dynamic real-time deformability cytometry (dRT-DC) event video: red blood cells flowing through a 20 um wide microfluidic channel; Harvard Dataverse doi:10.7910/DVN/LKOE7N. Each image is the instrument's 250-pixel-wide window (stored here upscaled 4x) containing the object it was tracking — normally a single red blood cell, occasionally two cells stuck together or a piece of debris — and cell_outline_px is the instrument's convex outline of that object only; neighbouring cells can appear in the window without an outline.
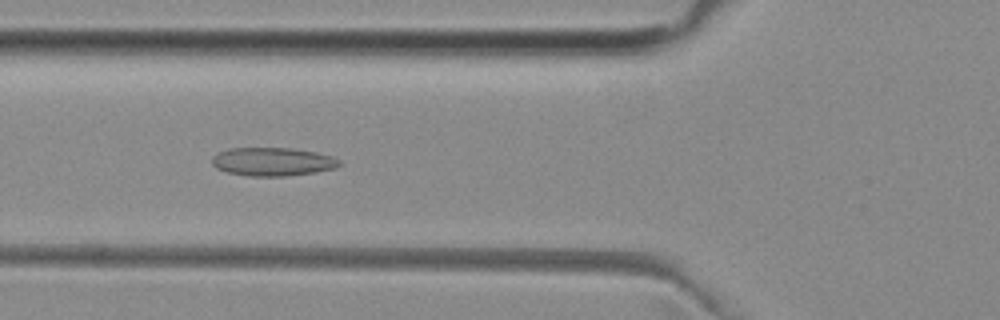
{"species": "common noctule bat (a hibernating species)", "species_latin": "Nyctalus noctula", "temperature_condition": "room temperature", "stored_images_in_passage": 39, "camera_frame_rate_fps": 3000, "um_per_image_px": 0.085, "animal": {"sex": "female", "body_mass_g": 29.2, "forearm_length_mm": 56.3}, "frame": {"image": 1, "passage_image": 6, "time_ms": 1.667, "image_size_px": [1000, 320], "cell_outline_px": [[340, 164], [336, 168], [316, 172], [288, 176], [248, 176], [228, 172], [216, 168], [212, 164], [212, 156], [228, 148], [292, 148], [316, 152], [332, 156], [340, 160]], "centroid_in_image_um": [23.18, 13.74], "position_along_channel_um": 102.6, "area_um2": 21.15}}
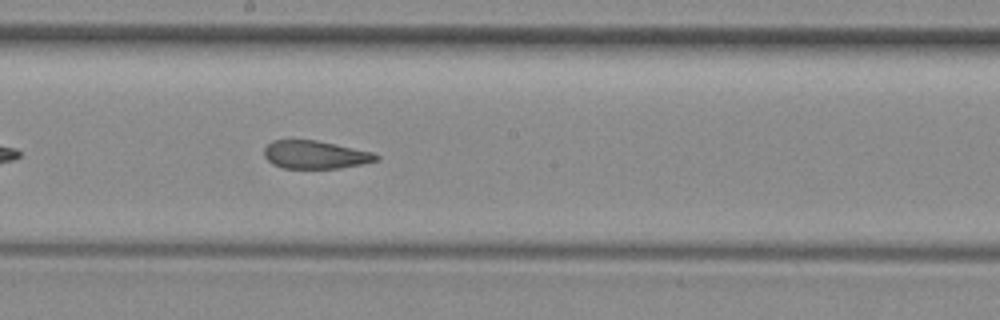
{"frame": {"image": 2, "passage_image": 15, "time_ms": 4.667, "image_size_px": [1000, 320], "cell_outline_px": [[380, 156], [376, 160], [360, 164], [340, 168], [284, 168], [272, 164], [264, 156], [264, 148], [272, 140], [316, 140], [336, 144], [372, 152]], "centroid_in_image_um": [26.76, 13.14], "position_along_channel_um": 221.4, "area_um2": 18.15}}
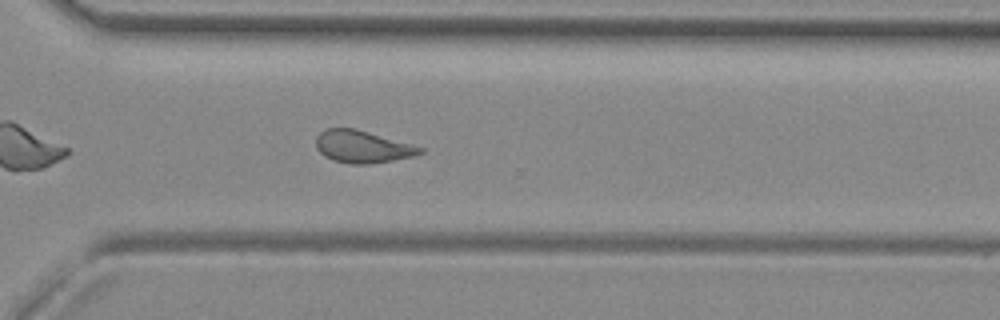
{"frame": {"image": 3, "passage_image": 24, "time_ms": 7.667, "image_size_px": [1000, 320], "cell_outline_px": [[424, 152], [412, 156], [392, 160], [368, 164], [352, 164], [332, 160], [324, 156], [316, 148], [316, 136], [324, 128], [356, 128], [412, 144], [424, 148]], "centroid_in_image_um": [30.78, 12.46], "position_along_channel_um": 339.8, "area_um2": 19.65}, "authors_computed_cell_mechanics": {"area_um2": 19.941, "velocity_mm_per_s": 3.9564, "shape_relaxation_time_tau1_ms": null, "shape_relaxation_time_tau2_ms": 1.5077, "deformation_change_tau1": null, "deformation_change_tau2": 0.0805}}